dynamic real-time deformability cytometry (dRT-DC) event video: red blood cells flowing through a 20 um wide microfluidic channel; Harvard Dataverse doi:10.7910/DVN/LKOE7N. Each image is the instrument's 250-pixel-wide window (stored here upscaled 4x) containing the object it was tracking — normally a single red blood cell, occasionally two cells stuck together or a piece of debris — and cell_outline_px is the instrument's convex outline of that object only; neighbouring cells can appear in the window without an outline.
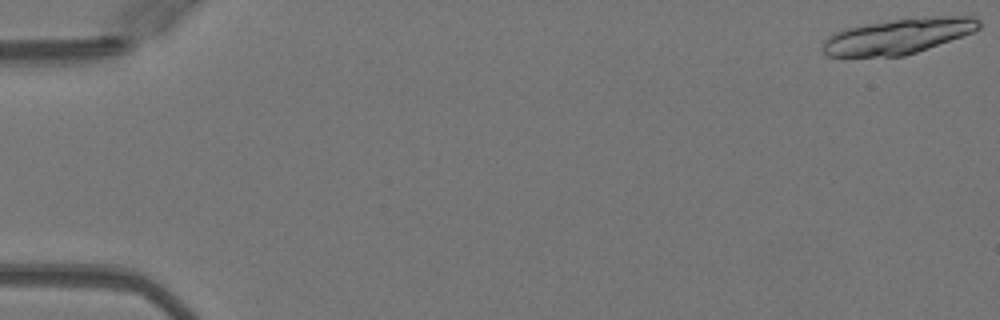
{"species": "Egyptian fruit bat (a non-hibernating species)", "species_latin": "Rousettus aegyptiacus", "temperature_condition": "warm", "stored_images_in_passage": 15, "camera_frame_rate_fps": 3000, "um_per_image_px": 0.085, "animal": {"sex": "female"}, "frame": {"image": 1, "passage_image": 1, "time_ms": 0.0, "image_size_px": [1000, 320], "cell_outline_px": [[980, 28], [972, 32], [916, 52], [904, 56], [828, 56], [824, 52], [824, 40], [832, 32], [840, 28], [864, 24], [892, 20], [932, 16], [972, 16], [980, 20]], "centroid_in_image_um": [76.31, 3.06], "position_along_channel_um": 8.7, "area_um2": 32.08}}